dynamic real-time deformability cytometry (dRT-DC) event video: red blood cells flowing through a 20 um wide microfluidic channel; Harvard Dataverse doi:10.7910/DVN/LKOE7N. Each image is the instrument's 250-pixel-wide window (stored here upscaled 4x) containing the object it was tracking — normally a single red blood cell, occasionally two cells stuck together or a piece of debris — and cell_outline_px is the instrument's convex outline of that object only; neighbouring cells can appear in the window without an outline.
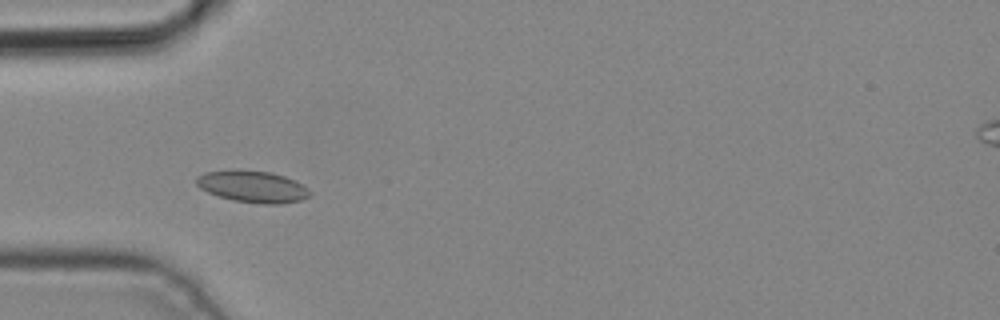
{"species": "common noctule bat (a hibernating species)", "species_latin": "Nyctalus noctula", "temperature_condition": "cold", "stored_images_in_passage": 4, "camera_frame_rate_fps": 3000, "um_per_image_px": 0.085, "animal": {"sex": "male", "body_mass_g": 19.2, "forearm_length_mm": 51.8}, "frame": {"image": 1, "passage_image": 3, "time_ms": 0.667, "image_size_px": [1000, 320], "cell_outline_px": [[312, 196], [300, 200], [280, 204], [260, 204], [232, 200], [208, 192], [200, 188], [196, 184], [196, 176], [204, 172], [272, 172], [296, 180], [308, 188], [312, 192]], "centroid_in_image_um": [21.54, 15.9], "position_along_channel_um": 63.5, "area_um2": 20.52}}
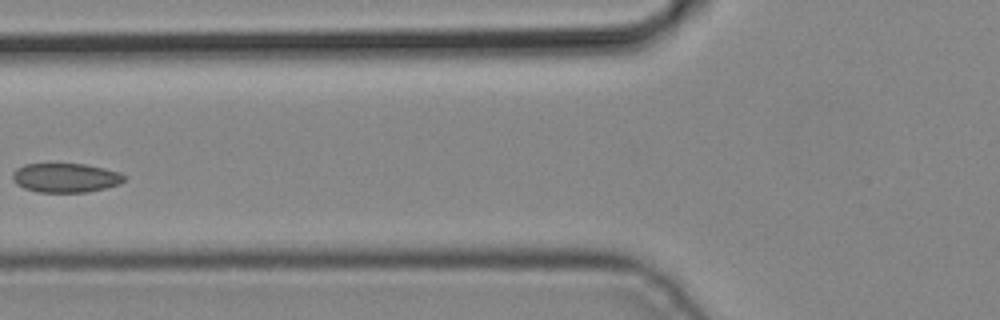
{"frame": {"image": 2, "passage_image": 4, "time_ms": 1.0, "image_size_px": [1000, 320], "cell_outline_px": [[128, 176], [120, 184], [88, 192], [36, 192], [24, 188], [16, 184], [12, 180], [12, 172], [16, 168], [24, 164], [84, 164], [104, 168], [120, 172]], "centroid_in_image_um": [5.57, 15.11], "position_along_channel_um": 120.2, "area_um2": 19.19}}